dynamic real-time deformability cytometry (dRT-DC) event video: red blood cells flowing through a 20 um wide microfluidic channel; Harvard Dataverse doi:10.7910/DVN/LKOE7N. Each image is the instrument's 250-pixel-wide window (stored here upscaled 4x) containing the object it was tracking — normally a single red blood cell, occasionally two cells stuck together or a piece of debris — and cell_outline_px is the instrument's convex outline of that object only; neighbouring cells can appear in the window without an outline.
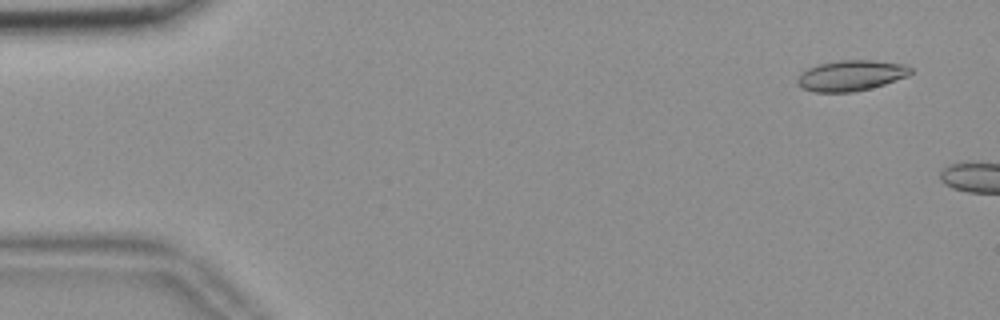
{"species": "common noctule bat (a hibernating species)", "species_latin": "Nyctalus noctula", "temperature_condition": "room temperature", "stored_images_in_passage": 10, "camera_frame_rate_fps": 3000, "um_per_image_px": 0.085, "animal": {"sex": "female", "body_mass_g": 18.4}, "frame": {"image": 1, "passage_image": 4, "time_ms": 1.0, "image_size_px": [1000, 320], "cell_outline_px": [[912, 72], [908, 76], [884, 84], [852, 92], [812, 92], [804, 88], [796, 80], [800, 72], [808, 68], [820, 64], [840, 60], [872, 60], [904, 64], [912, 68]], "centroid_in_image_um": [72.34, 6.41], "position_along_channel_um": 12.7, "area_um2": 20.06}}